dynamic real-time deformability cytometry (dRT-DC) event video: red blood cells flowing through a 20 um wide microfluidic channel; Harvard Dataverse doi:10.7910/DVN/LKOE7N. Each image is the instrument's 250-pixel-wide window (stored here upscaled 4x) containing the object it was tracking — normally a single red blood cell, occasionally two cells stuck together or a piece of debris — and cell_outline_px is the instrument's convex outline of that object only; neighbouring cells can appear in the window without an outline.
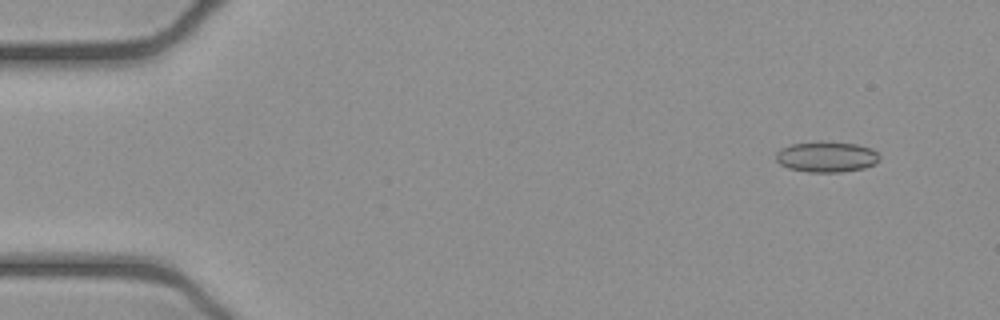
{"species": "common noctule bat (a hibernating species)", "species_latin": "Nyctalus noctula", "temperature_condition": "cold", "stored_images_in_passage": 49, "camera_frame_rate_fps": 3000, "um_per_image_px": 0.085, "animal": {"sex": "female", "body_mass_g": 21.9}, "frame": {"image": 1, "passage_image": 1, "time_ms": 0.0, "image_size_px": [1000, 320], "cell_outline_px": [[880, 160], [876, 164], [864, 168], [840, 172], [808, 172], [788, 168], [780, 164], [776, 160], [776, 152], [780, 148], [792, 144], [820, 140], [856, 144], [872, 148], [880, 156]], "centroid_in_image_um": [70.26, 13.32], "position_along_channel_um": 14.7, "area_um2": 18.84}}
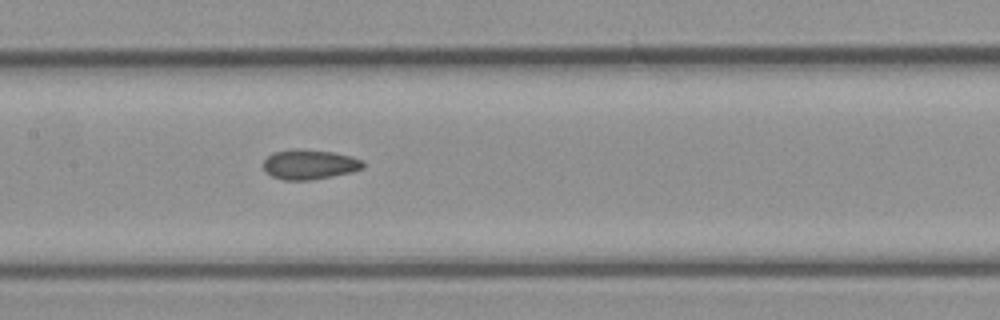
{"frame": {"image": 2, "passage_image": 22, "time_ms": 7.0, "image_size_px": [1000, 320], "cell_outline_px": [[364, 168], [352, 172], [312, 180], [284, 180], [272, 176], [264, 168], [264, 160], [272, 152], [332, 152], [352, 156], [364, 160]], "centroid_in_image_um": [26.38, 14.03], "position_along_channel_um": 181.0, "area_um2": 16.53}}
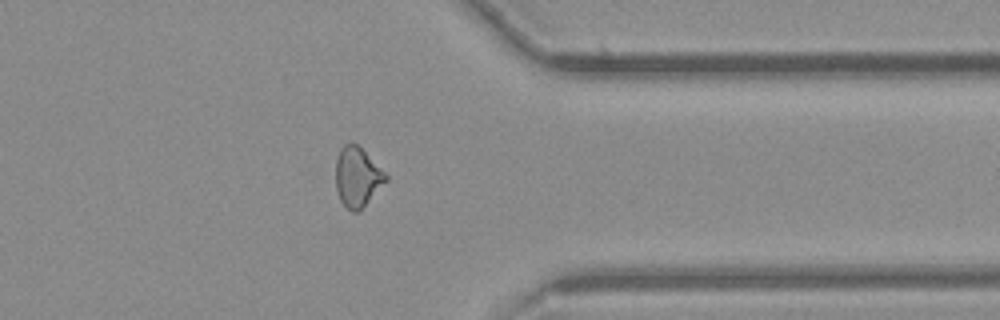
{"frame": {"image": 3, "passage_image": 38, "time_ms": 12.333, "image_size_px": [1000, 320], "cell_outline_px": [[388, 180], [356, 212], [352, 212], [340, 200], [336, 188], [336, 160], [340, 148], [344, 144], [352, 140], [388, 176]], "centroid_in_image_um": [30.34, 15.01], "position_along_channel_um": 381.1, "area_um2": 16.94}, "authors_computed_cell_mechanics": {"area_um2": 17.5712, "velocity_mm_per_s": 3.9226, "shape_relaxation_time_tau1_ms": null, "shape_relaxation_time_tau2_ms": 6.1872, "deformation_change_tau1": null, "deformation_change_tau2": 0.1156}}